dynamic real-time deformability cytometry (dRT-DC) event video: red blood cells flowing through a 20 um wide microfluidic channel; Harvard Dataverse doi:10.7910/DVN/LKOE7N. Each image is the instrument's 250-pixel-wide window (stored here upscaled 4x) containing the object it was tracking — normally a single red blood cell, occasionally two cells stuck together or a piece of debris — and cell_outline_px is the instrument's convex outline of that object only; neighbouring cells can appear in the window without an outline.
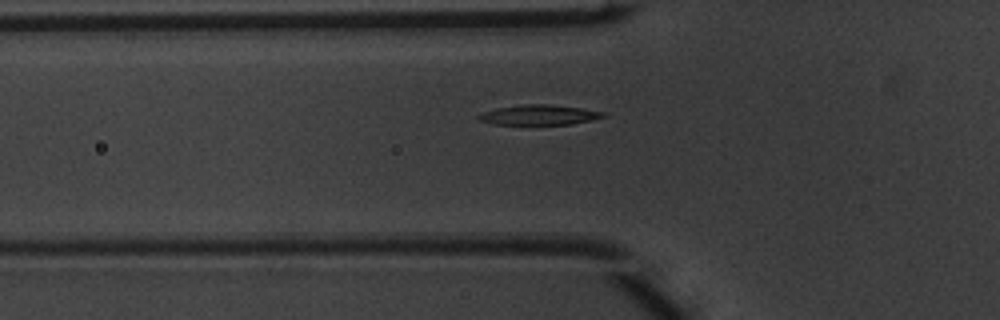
{"species": "common noctule bat (a hibernating species)", "species_latin": "Nyctalus noctula", "temperature_condition": "warm", "stored_images_in_passage": 38, "segment_of_instrument_passage": [1, 2], "camera_frame_rate_fps": 3000, "um_per_image_px": 0.085, "animal": {"sex": "male", "body_mass_g": 20.1, "forearm_length_mm": 53.5}, "frame": {"image": 1, "passage_image": 6, "time_ms": 1.667, "image_size_px": [1000, 320], "cell_outline_px": [[608, 116], [592, 120], [568, 124], [492, 124], [480, 120], [476, 116], [484, 112], [496, 108], [524, 104], [544, 104], [580, 108], [604, 112]], "centroid_in_image_um": [45.82, 9.76], "position_along_channel_um": 80.0, "area_um2": 14.33}}
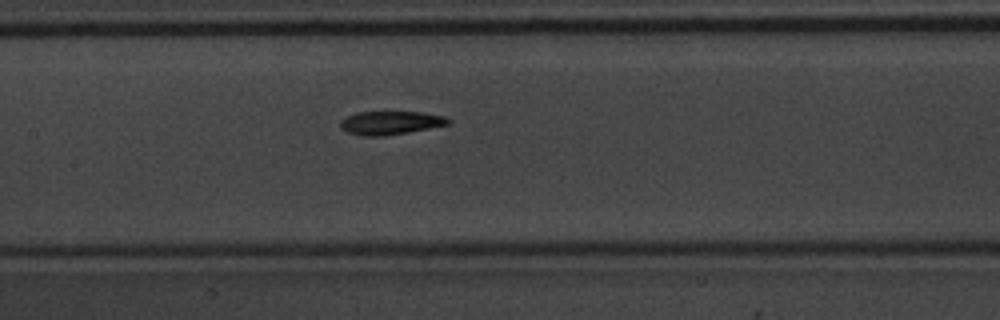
{"frame": {"image": 2, "passage_image": 13, "time_ms": 4.0, "image_size_px": [1000, 320], "cell_outline_px": [[448, 124], [408, 132], [384, 136], [364, 136], [348, 132], [340, 128], [340, 120], [356, 112], [420, 112], [444, 116], [448, 120]], "centroid_in_image_um": [33.12, 10.44], "position_along_channel_um": 174.3, "area_um2": 14.51}}
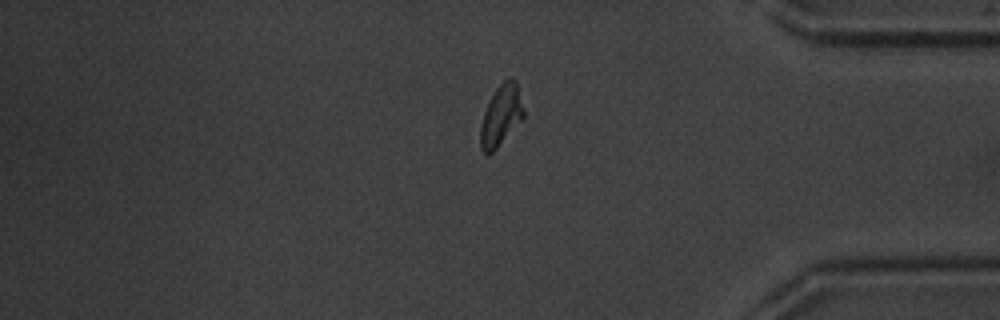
{"frame": {"image": 3, "passage_image": 31, "time_ms": 10.0, "image_size_px": [1000, 320], "cell_outline_px": [[524, 116], [496, 148], [488, 156], [480, 148], [480, 128], [484, 112], [496, 88], [504, 80], [512, 76], [516, 80], [524, 108]], "centroid_in_image_um": [42.59, 9.79], "position_along_channel_um": 392.6, "area_um2": 15.09}}